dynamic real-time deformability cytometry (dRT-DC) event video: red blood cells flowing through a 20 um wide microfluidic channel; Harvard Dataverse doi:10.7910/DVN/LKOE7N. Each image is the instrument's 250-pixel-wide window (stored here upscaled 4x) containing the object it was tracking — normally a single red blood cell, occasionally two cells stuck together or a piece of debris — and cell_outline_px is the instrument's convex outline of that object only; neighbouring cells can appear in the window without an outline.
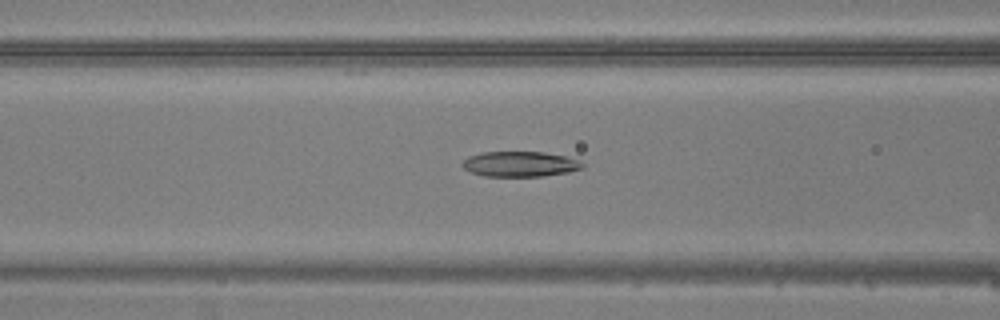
{"species": "common noctule bat (a hibernating species)", "species_latin": "Nyctalus noctula", "temperature_condition": "warm", "stored_images_in_passage": 42, "camera_frame_rate_fps": 3000, "um_per_image_px": 0.085, "animal": {"sex": "male", "body_mass_g": 20.5, "forearm_length_mm": 52.5}, "frame": {"image": 1, "passage_image": 15, "time_ms": 4.667, "image_size_px": [1000, 320], "cell_outline_px": [[584, 168], [568, 172], [540, 176], [484, 176], [472, 172], [464, 168], [460, 164], [468, 156], [484, 152], [544, 152], [564, 156], [580, 160], [584, 164]], "centroid_in_image_um": [44.21, 13.94], "position_along_channel_um": 122.4, "area_um2": 17.63}}
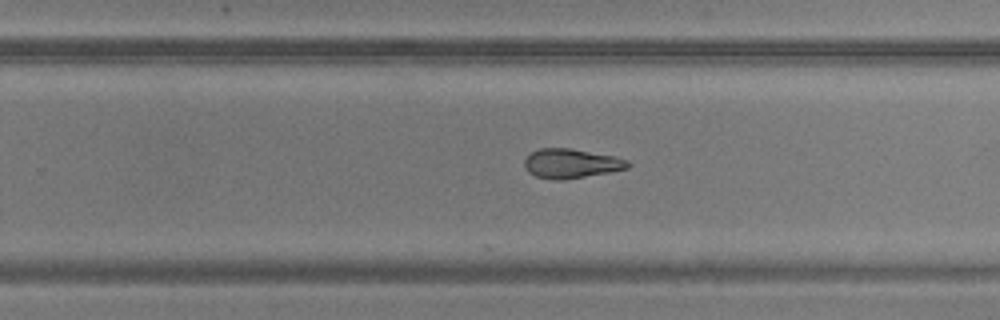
{"frame": {"image": 2, "passage_image": 26, "time_ms": 8.333, "image_size_px": [1000, 320], "cell_outline_px": [[632, 164], [628, 168], [608, 172], [564, 180], [556, 180], [536, 176], [528, 172], [524, 168], [524, 160], [532, 152], [540, 148], [572, 148], [616, 156], [628, 160]], "centroid_in_image_um": [48.56, 13.89], "position_along_channel_um": 281.2, "area_um2": 17.8}}
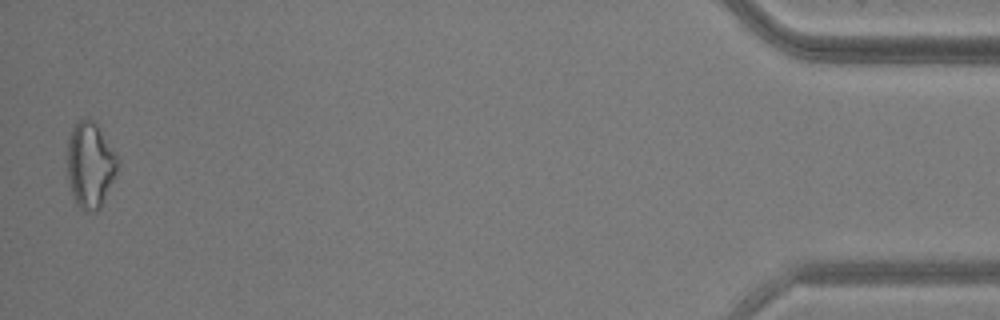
{"frame": {"image": 3, "passage_image": 42, "time_ms": 13.667, "image_size_px": [1000, 320], "cell_outline_px": [[120, 164], [100, 208], [96, 212], [84, 212], [76, 204], [72, 192], [68, 176], [68, 140], [72, 128], [80, 120], [88, 116], [96, 124], [120, 160]], "centroid_in_image_um": [7.67, 14.04], "position_along_channel_um": 427.5, "area_um2": 24.97}}